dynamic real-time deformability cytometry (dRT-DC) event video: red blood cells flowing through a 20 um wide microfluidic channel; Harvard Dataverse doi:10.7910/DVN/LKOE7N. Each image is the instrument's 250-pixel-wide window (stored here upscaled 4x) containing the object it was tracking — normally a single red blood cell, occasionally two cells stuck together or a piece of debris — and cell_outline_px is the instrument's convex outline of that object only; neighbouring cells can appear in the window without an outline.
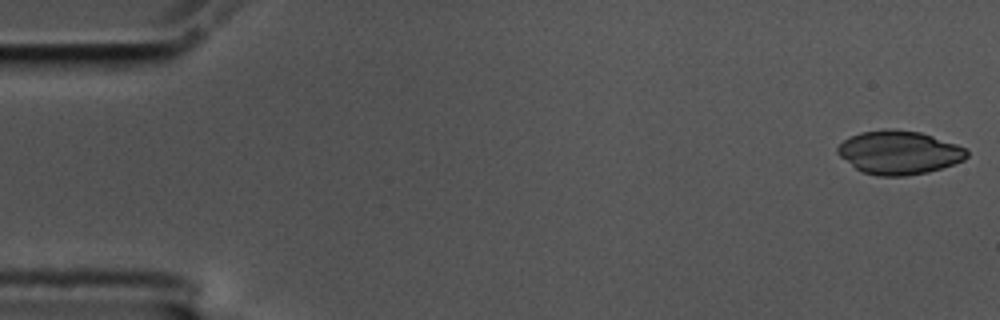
{"species": "common noctule bat (a hibernating species)", "species_latin": "Nyctalus noctula", "temperature_condition": "cold", "stored_images_in_passage": 57, "camera_frame_rate_fps": 3000, "um_per_image_px": 0.085, "animal": {"sex": "male", "body_mass_g": 17.5, "forearm_length_mm": 52.3}, "frame": {"image": 1, "passage_image": 1, "time_ms": 0.0, "image_size_px": [1000, 320], "cell_outline_px": [[968, 156], [964, 160], [928, 172], [904, 176], [876, 176], [860, 172], [840, 156], [836, 152], [836, 148], [848, 136], [860, 132], [884, 128], [892, 128], [920, 132], [956, 144], [964, 148], [968, 152]], "centroid_in_image_um": [76.37, 12.95], "position_along_channel_um": 8.6, "area_um2": 32.95}}